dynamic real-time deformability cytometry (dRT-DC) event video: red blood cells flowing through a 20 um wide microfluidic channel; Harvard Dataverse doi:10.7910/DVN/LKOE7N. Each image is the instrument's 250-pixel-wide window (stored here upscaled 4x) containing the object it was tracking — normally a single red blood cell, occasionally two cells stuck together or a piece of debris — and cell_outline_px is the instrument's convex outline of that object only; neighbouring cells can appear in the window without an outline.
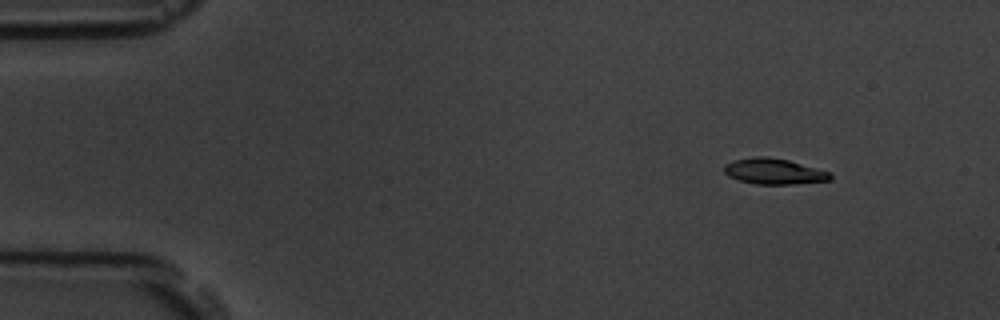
{"species": "common noctule bat (a hibernating species)", "species_latin": "Nyctalus noctula", "temperature_condition": "room temperature", "stored_images_in_passage": 5, "camera_frame_rate_fps": 3000, "um_per_image_px": 0.085, "animal": {"sex": "male", "body_mass_g": 19.5, "forearm_length_mm": 54.6}, "frame": {"image": 1, "passage_image": 2, "time_ms": 1.333, "image_size_px": [1000, 320], "cell_outline_px": [[832, 180], [792, 184], [756, 184], [740, 180], [728, 176], [724, 172], [724, 164], [736, 160], [756, 156], [768, 156], [788, 160], [832, 172]], "centroid_in_image_um": [65.82, 14.56], "position_along_channel_um": 19.2, "area_um2": 15.95}}
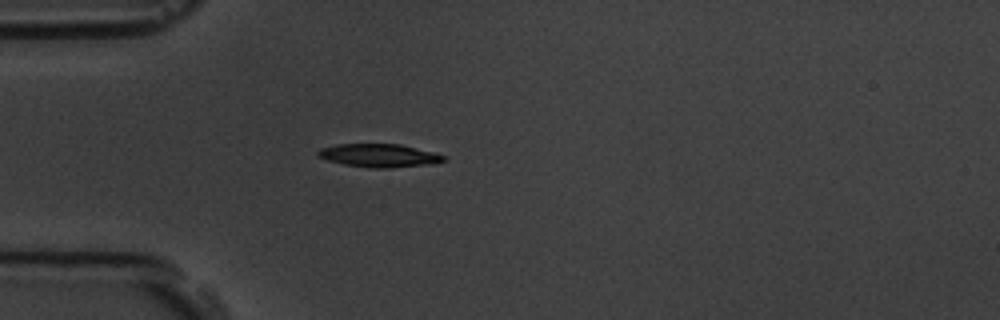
{"frame": {"image": 2, "passage_image": 5, "time_ms": 4.667, "image_size_px": [1000, 320], "cell_outline_px": [[448, 160], [432, 164], [388, 168], [372, 168], [344, 164], [328, 160], [316, 156], [316, 152], [320, 148], [336, 144], [400, 144], [432, 152], [444, 156]], "centroid_in_image_um": [32.2, 13.22], "position_along_channel_um": 52.8, "area_um2": 16.99}}